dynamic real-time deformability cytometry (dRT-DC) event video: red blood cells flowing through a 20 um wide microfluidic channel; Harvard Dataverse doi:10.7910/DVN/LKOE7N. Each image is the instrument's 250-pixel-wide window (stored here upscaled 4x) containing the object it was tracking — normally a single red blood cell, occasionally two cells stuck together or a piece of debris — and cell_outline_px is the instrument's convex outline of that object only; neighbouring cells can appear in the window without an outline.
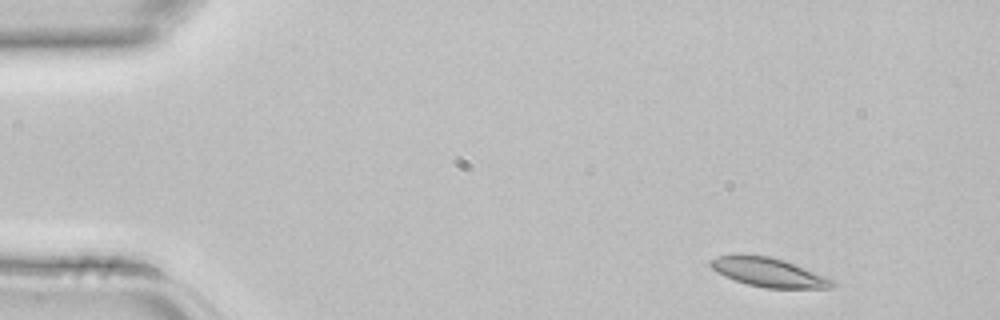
{"species": "common noctule bat (a hibernating species)", "species_latin": "Nyctalus noctula", "temperature_condition": "room temperature", "stored_images_in_passage": 3, "camera_frame_rate_fps": 3000, "um_per_image_px": 0.085, "animal": {"sex": "female", "body_mass_g": 22.7, "forearm_length_mm": 54.2}, "frame": {"image": 1, "passage_image": 1, "time_ms": 0.0, "image_size_px": [1000, 320], "cell_outline_px": [[836, 284], [832, 288], [764, 288], [748, 284], [724, 276], [716, 272], [708, 264], [708, 260], [716, 256], [772, 256], [784, 260], [836, 280]], "centroid_in_image_um": [65.36, 23.17], "position_along_channel_um": 19.6, "area_um2": 20.4}}